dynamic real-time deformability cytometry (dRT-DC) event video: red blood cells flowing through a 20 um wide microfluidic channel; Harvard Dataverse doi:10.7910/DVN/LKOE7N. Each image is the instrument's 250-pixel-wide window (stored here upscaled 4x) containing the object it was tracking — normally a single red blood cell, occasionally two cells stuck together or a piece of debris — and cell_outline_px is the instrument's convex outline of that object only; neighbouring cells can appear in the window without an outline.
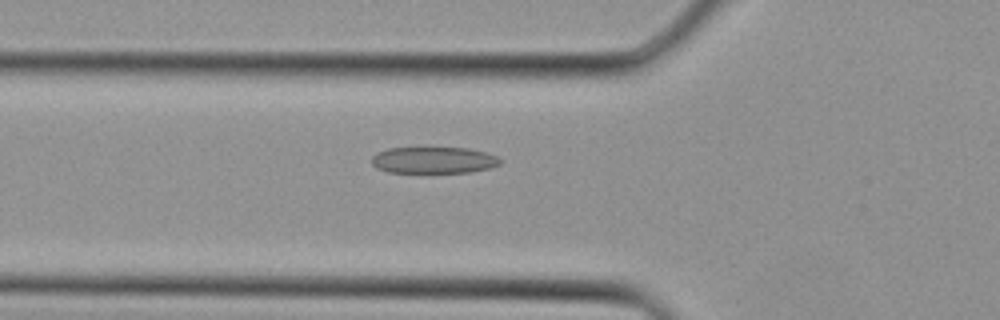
{"species": "Egyptian fruit bat (a non-hibernating species)", "species_latin": "Rousettus aegyptiacus", "temperature_condition": "cold", "stored_images_in_passage": 34, "camera_frame_rate_fps": 3000, "um_per_image_px": 0.085, "animal": {"sex": "female"}, "frame": {"image": 1, "passage_image": 12, "time_ms": 3.667, "image_size_px": [1000, 320], "cell_outline_px": [[504, 160], [500, 164], [492, 168], [472, 172], [388, 172], [376, 168], [372, 164], [372, 156], [376, 152], [388, 148], [468, 148], [484, 152], [496, 156]], "centroid_in_image_um": [36.88, 13.61], "position_along_channel_um": 88.9, "area_um2": 19.94}}
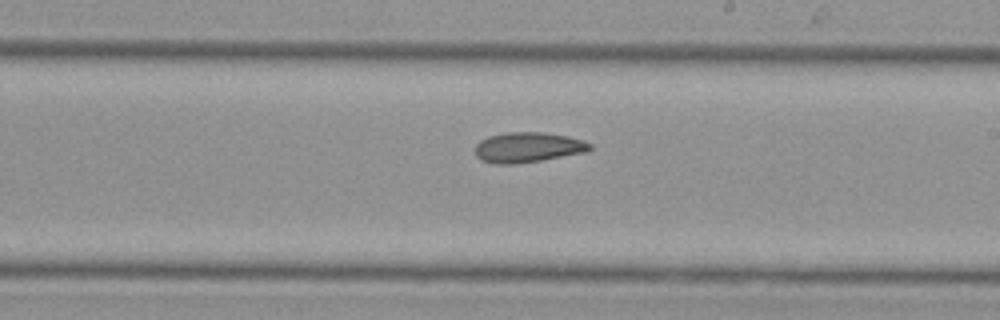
{"frame": {"image": 2, "passage_image": 20, "time_ms": 6.333, "image_size_px": [1000, 320], "cell_outline_px": [[592, 148], [588, 152], [540, 160], [512, 164], [496, 164], [480, 160], [476, 156], [476, 144], [480, 140], [488, 136], [508, 132], [544, 132], [568, 136], [584, 140], [592, 144]], "centroid_in_image_um": [44.89, 12.52], "position_along_channel_um": 244.1, "area_um2": 20.29}}
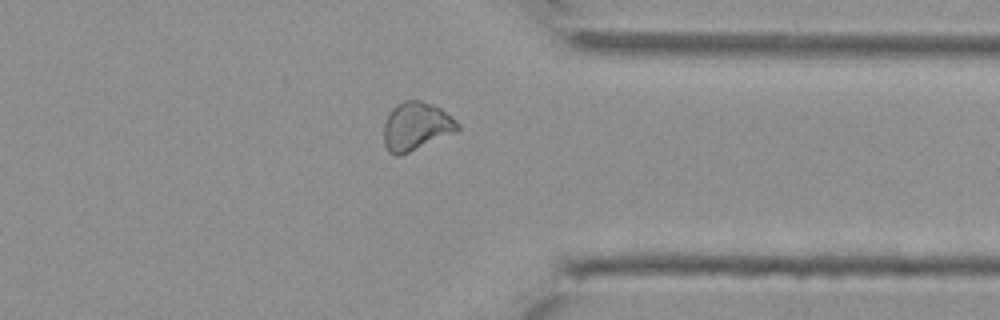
{"frame": {"image": 3, "passage_image": 27, "time_ms": 8.667, "image_size_px": [1000, 320], "cell_outline_px": [[460, 128], [456, 132], [400, 156], [396, 156], [388, 152], [384, 144], [384, 124], [392, 108], [396, 104], [404, 100], [420, 100], [432, 104], [440, 108], [452, 116], [460, 124]], "centroid_in_image_um": [35.38, 10.74], "position_along_channel_um": 376.0, "area_um2": 20.87}}